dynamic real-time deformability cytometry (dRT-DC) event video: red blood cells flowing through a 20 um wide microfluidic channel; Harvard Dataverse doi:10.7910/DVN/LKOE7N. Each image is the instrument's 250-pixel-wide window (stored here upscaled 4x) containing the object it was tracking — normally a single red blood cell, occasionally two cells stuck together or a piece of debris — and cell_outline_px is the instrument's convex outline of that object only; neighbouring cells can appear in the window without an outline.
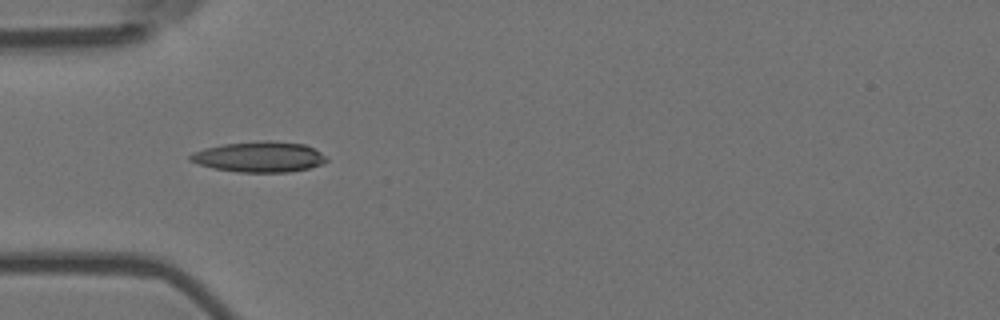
{"species": "Egyptian fruit bat (a non-hibernating species)", "species_latin": "Rousettus aegyptiacus", "temperature_condition": "room temperature", "stored_images_in_passage": 14, "camera_frame_rate_fps": 3000, "um_per_image_px": 0.085, "animal": {"sex": "female"}, "frame": {"image": 1, "passage_image": 4, "time_ms": 1.0, "image_size_px": [1000, 320], "cell_outline_px": [[328, 160], [324, 164], [308, 168], [288, 172], [236, 172], [212, 168], [188, 160], [188, 156], [192, 152], [204, 148], [224, 144], [264, 140], [272, 140], [304, 144], [320, 152]], "centroid_in_image_um": [22.02, 13.33], "position_along_channel_um": 63.0, "area_um2": 24.33}}
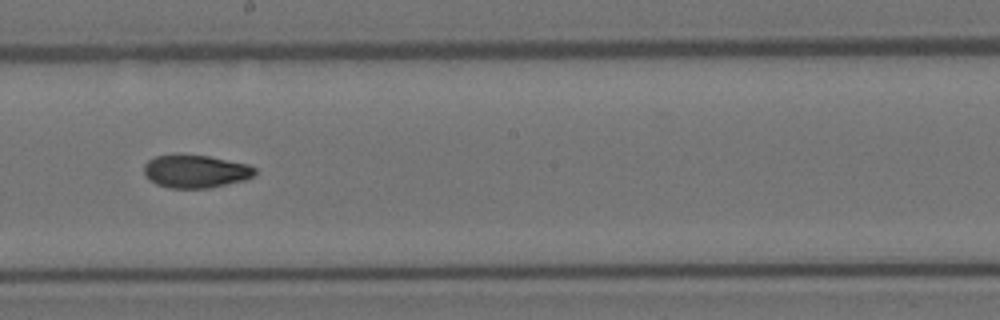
{"frame": {"image": 2, "passage_image": 8, "time_ms": 2.333, "image_size_px": [1000, 320], "cell_outline_px": [[256, 172], [252, 176], [244, 180], [208, 188], [168, 188], [156, 184], [144, 172], [144, 164], [148, 160], [156, 156], [180, 152], [208, 156], [248, 164], [256, 168]], "centroid_in_image_um": [16.6, 14.53], "position_along_channel_um": 231.6, "area_um2": 21.56}}
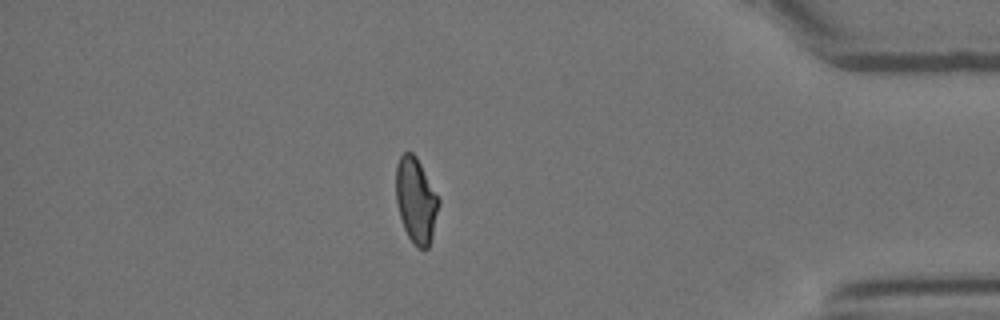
{"frame": {"image": 3, "passage_image": 13, "time_ms": 4.0, "image_size_px": [1000, 320], "cell_outline_px": [[440, 204], [432, 236], [428, 248], [416, 248], [408, 236], [404, 228], [400, 216], [396, 200], [396, 164], [400, 156], [404, 152], [412, 152], [416, 156], [440, 200]], "centroid_in_image_um": [35.36, 17.03], "position_along_channel_um": 399.8, "area_um2": 21.15}}